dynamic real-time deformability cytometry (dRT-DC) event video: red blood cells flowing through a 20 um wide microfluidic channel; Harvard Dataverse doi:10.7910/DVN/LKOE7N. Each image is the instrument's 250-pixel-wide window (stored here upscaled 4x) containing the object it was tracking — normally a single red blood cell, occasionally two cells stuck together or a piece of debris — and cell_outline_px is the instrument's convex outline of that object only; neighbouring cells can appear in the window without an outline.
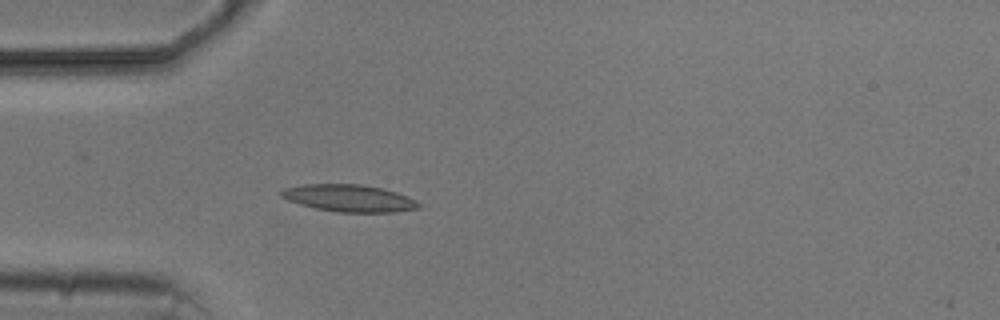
{"species": "common noctule bat (a hibernating species)", "species_latin": "Nyctalus noctula", "temperature_condition": "cold", "stored_images_in_passage": 3, "camera_frame_rate_fps": 3000, "um_per_image_px": 0.085, "animal": {"sex": "male", "body_mass_g": 20.5, "forearm_length_mm": 52.5}, "frame": {"image": 1, "passage_image": 3, "time_ms": 3.333, "image_size_px": [1000, 320], "cell_outline_px": [[424, 204], [420, 208], [396, 212], [336, 212], [316, 208], [300, 204], [288, 200], [280, 196], [280, 192], [284, 188], [304, 184], [360, 184], [380, 188], [396, 192]], "centroid_in_image_um": [29.69, 16.85], "position_along_channel_um": 55.3, "area_um2": 21.68}}